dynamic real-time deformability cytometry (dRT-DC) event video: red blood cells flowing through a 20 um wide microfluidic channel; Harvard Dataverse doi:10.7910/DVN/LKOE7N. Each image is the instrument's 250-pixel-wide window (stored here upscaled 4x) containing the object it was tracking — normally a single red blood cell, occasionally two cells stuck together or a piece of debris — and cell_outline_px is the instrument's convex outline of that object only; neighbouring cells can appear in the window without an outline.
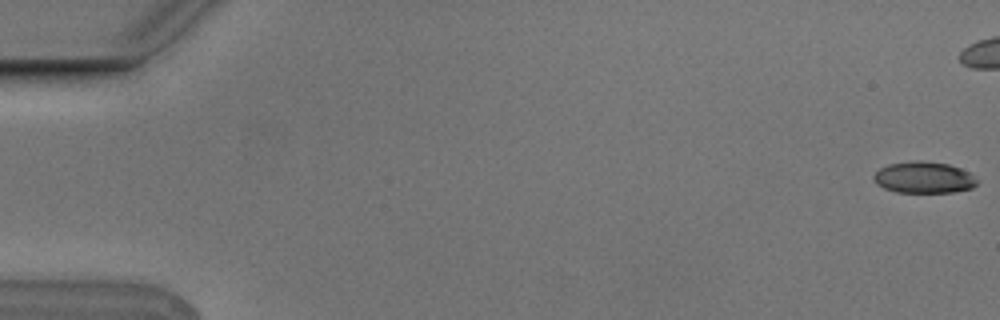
{"species": "Egyptian fruit bat (a non-hibernating species)", "species_latin": "Rousettus aegyptiacus", "temperature_condition": "cold", "stored_images_in_passage": 45, "camera_frame_rate_fps": 3000, "um_per_image_px": 0.085, "animal": {"sex": "male"}, "frame": {"image": 1, "passage_image": 1, "time_ms": 0.0, "image_size_px": [1000, 320], "cell_outline_px": [[980, 180], [972, 188], [952, 192], [896, 192], [884, 188], [876, 184], [872, 180], [872, 176], [880, 168], [888, 164], [916, 160], [920, 160], [948, 164], [960, 168], [968, 172]], "centroid_in_image_um": [78.51, 15.08], "position_along_channel_um": 6.5, "area_um2": 19.07}}
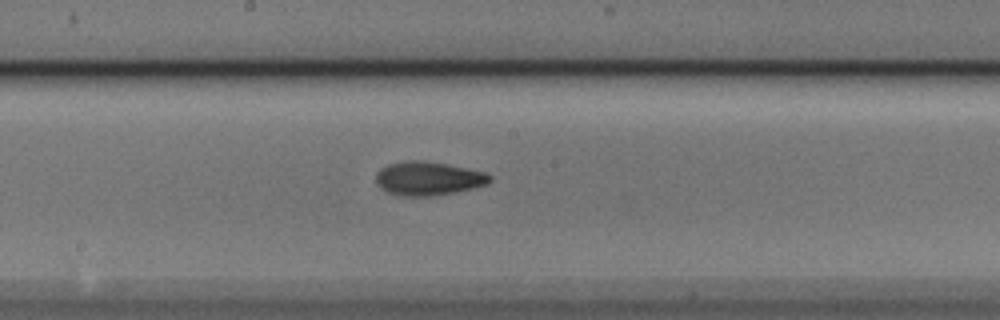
{"frame": {"image": 2, "passage_image": 30, "time_ms": 9.667, "image_size_px": [1000, 320], "cell_outline_px": [[492, 180], [488, 184], [472, 188], [432, 196], [396, 196], [380, 188], [376, 184], [376, 172], [380, 168], [388, 164], [408, 160], [424, 160], [448, 164], [484, 172], [492, 176]], "centroid_in_image_um": [36.36, 15.16], "position_along_channel_um": 211.8, "area_um2": 22.54}}
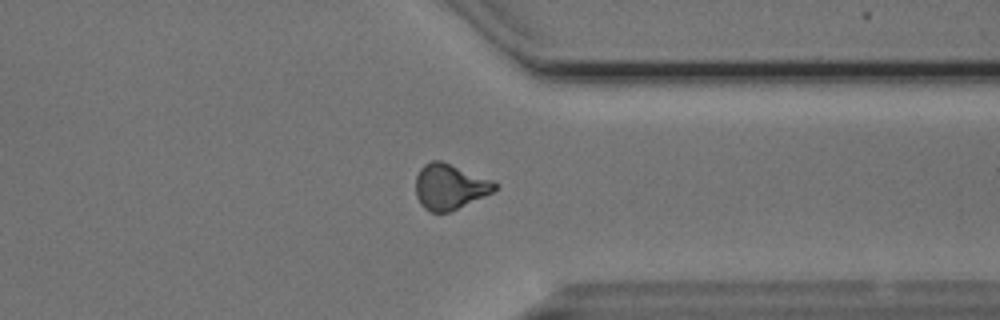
{"frame": {"image": 3, "passage_image": 43, "time_ms": 14.0, "image_size_px": [1000, 320], "cell_outline_px": [[496, 188], [492, 192], [484, 196], [448, 212], [432, 212], [424, 208], [420, 204], [416, 196], [416, 176], [420, 168], [424, 164], [432, 160], [440, 160], [492, 180], [496, 184]], "centroid_in_image_um": [38.18, 15.86], "position_along_channel_um": 373.2, "area_um2": 20.63}}